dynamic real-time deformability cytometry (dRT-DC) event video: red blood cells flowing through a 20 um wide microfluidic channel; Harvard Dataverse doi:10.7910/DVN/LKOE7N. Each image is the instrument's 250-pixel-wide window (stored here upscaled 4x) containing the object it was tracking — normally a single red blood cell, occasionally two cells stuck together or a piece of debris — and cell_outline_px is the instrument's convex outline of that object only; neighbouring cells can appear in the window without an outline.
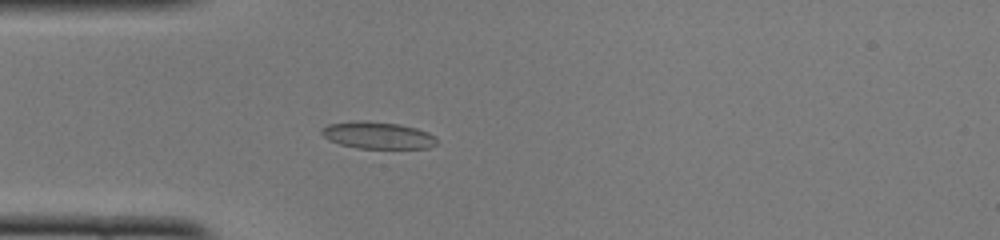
{"species": "common noctule bat (a hibernating species)", "species_latin": "Nyctalus noctula", "temperature_condition": "cold", "stored_images_in_passage": 51, "camera_frame_rate_fps": 3000, "um_per_image_px": 0.085, "animal": {"sex": "female", "body_mass_g": 22.0, "forearm_length_mm": 56.7}, "frame": {"image": 1, "passage_image": 15, "time_ms": 4.667, "image_size_px": [1000, 240], "cell_outline_px": [[436, 144], [428, 148], [356, 148], [340, 144], [324, 136], [320, 132], [320, 128], [328, 124], [400, 124], [416, 128], [428, 132], [436, 136]], "centroid_in_image_um": [32.19, 11.56], "position_along_channel_um": 52.8, "area_um2": 16.99}}
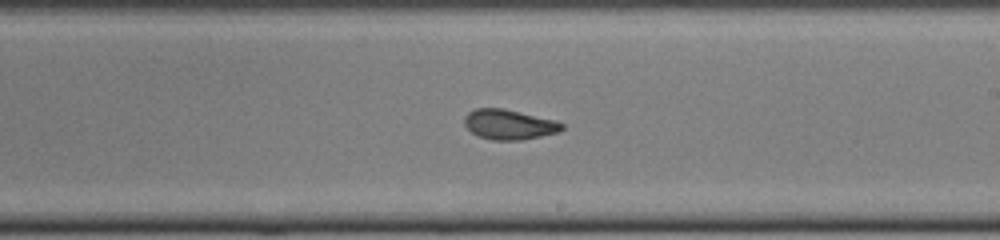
{"frame": {"image": 2, "passage_image": 30, "time_ms": 9.667, "image_size_px": [1000, 240], "cell_outline_px": [[564, 128], [560, 132], [520, 140], [492, 140], [480, 136], [472, 132], [464, 124], [464, 116], [468, 112], [476, 108], [500, 108], [556, 120], [564, 124]], "centroid_in_image_um": [43.28, 10.58], "position_along_channel_um": 245.7, "area_um2": 16.94}}
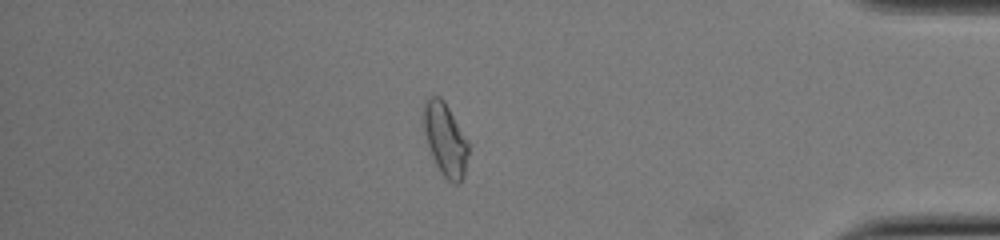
{"frame": {"image": 3, "passage_image": 44, "time_ms": 14.333, "image_size_px": [1000, 240], "cell_outline_px": [[468, 152], [464, 176], [456, 184], [452, 184], [440, 172], [432, 156], [424, 132], [424, 104], [432, 96], [440, 96], [448, 108], [468, 140]], "centroid_in_image_um": [37.86, 11.88], "position_along_channel_um": 397.3, "area_um2": 18.55}, "authors_computed_cell_mechanics": {"area_um2": 17.34, "velocity_mm_per_s": 3.9912, "shape_relaxation_time_tau1_ms": 5.5146, "shape_relaxation_time_tau2_ms": 2.0389, "deformation_change_tau1": 0.1717, "deformation_change_tau2": 0.0625}}